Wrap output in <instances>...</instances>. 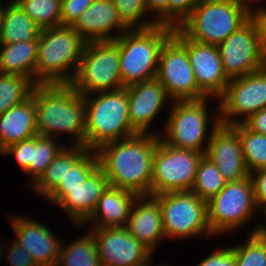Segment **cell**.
Returning <instances> with one entry per match:
<instances>
[{
	"mask_svg": "<svg viewBox=\"0 0 266 266\" xmlns=\"http://www.w3.org/2000/svg\"><path fill=\"white\" fill-rule=\"evenodd\" d=\"M159 139L160 136L154 133H137L95 150L99 168L109 185L139 196L151 195L153 159Z\"/></svg>",
	"mask_w": 266,
	"mask_h": 266,
	"instance_id": "cell-1",
	"label": "cell"
},
{
	"mask_svg": "<svg viewBox=\"0 0 266 266\" xmlns=\"http://www.w3.org/2000/svg\"><path fill=\"white\" fill-rule=\"evenodd\" d=\"M34 102L38 135L59 139L66 133L71 145L84 146V97L70 84L34 85Z\"/></svg>",
	"mask_w": 266,
	"mask_h": 266,
	"instance_id": "cell-2",
	"label": "cell"
},
{
	"mask_svg": "<svg viewBox=\"0 0 266 266\" xmlns=\"http://www.w3.org/2000/svg\"><path fill=\"white\" fill-rule=\"evenodd\" d=\"M86 44L71 26L41 29L35 85L71 84Z\"/></svg>",
	"mask_w": 266,
	"mask_h": 266,
	"instance_id": "cell-3",
	"label": "cell"
},
{
	"mask_svg": "<svg viewBox=\"0 0 266 266\" xmlns=\"http://www.w3.org/2000/svg\"><path fill=\"white\" fill-rule=\"evenodd\" d=\"M84 147L95 151L103 144L131 137L138 132L130 125L126 87L86 95Z\"/></svg>",
	"mask_w": 266,
	"mask_h": 266,
	"instance_id": "cell-4",
	"label": "cell"
},
{
	"mask_svg": "<svg viewBox=\"0 0 266 266\" xmlns=\"http://www.w3.org/2000/svg\"><path fill=\"white\" fill-rule=\"evenodd\" d=\"M174 28L157 24L129 29L114 41L119 45L120 76L124 87L156 78L158 58Z\"/></svg>",
	"mask_w": 266,
	"mask_h": 266,
	"instance_id": "cell-5",
	"label": "cell"
},
{
	"mask_svg": "<svg viewBox=\"0 0 266 266\" xmlns=\"http://www.w3.org/2000/svg\"><path fill=\"white\" fill-rule=\"evenodd\" d=\"M209 99L213 98L170 102L172 106L165 121L164 132H162L164 135L159 134L161 139L172 147L205 154L214 130L221 124L219 105L211 112L207 107ZM210 122L214 123L209 131Z\"/></svg>",
	"mask_w": 266,
	"mask_h": 266,
	"instance_id": "cell-6",
	"label": "cell"
},
{
	"mask_svg": "<svg viewBox=\"0 0 266 266\" xmlns=\"http://www.w3.org/2000/svg\"><path fill=\"white\" fill-rule=\"evenodd\" d=\"M251 9L232 0H199L178 28L193 41L218 46L250 19Z\"/></svg>",
	"mask_w": 266,
	"mask_h": 266,
	"instance_id": "cell-7",
	"label": "cell"
},
{
	"mask_svg": "<svg viewBox=\"0 0 266 266\" xmlns=\"http://www.w3.org/2000/svg\"><path fill=\"white\" fill-rule=\"evenodd\" d=\"M119 64L115 41L87 42L70 85L82 96L123 88Z\"/></svg>",
	"mask_w": 266,
	"mask_h": 266,
	"instance_id": "cell-8",
	"label": "cell"
},
{
	"mask_svg": "<svg viewBox=\"0 0 266 266\" xmlns=\"http://www.w3.org/2000/svg\"><path fill=\"white\" fill-rule=\"evenodd\" d=\"M257 209L250 175L239 181L226 182L223 189L207 201L209 228L215 238L234 233L256 216Z\"/></svg>",
	"mask_w": 266,
	"mask_h": 266,
	"instance_id": "cell-9",
	"label": "cell"
},
{
	"mask_svg": "<svg viewBox=\"0 0 266 266\" xmlns=\"http://www.w3.org/2000/svg\"><path fill=\"white\" fill-rule=\"evenodd\" d=\"M162 211L166 239L214 236L207 220V201L190 191L169 192L153 196Z\"/></svg>",
	"mask_w": 266,
	"mask_h": 266,
	"instance_id": "cell-10",
	"label": "cell"
},
{
	"mask_svg": "<svg viewBox=\"0 0 266 266\" xmlns=\"http://www.w3.org/2000/svg\"><path fill=\"white\" fill-rule=\"evenodd\" d=\"M204 153L172 147L160 137L154 153L151 196L190 191Z\"/></svg>",
	"mask_w": 266,
	"mask_h": 266,
	"instance_id": "cell-11",
	"label": "cell"
},
{
	"mask_svg": "<svg viewBox=\"0 0 266 266\" xmlns=\"http://www.w3.org/2000/svg\"><path fill=\"white\" fill-rule=\"evenodd\" d=\"M156 78L171 102L206 98L198 89L186 46L174 34L160 50Z\"/></svg>",
	"mask_w": 266,
	"mask_h": 266,
	"instance_id": "cell-12",
	"label": "cell"
},
{
	"mask_svg": "<svg viewBox=\"0 0 266 266\" xmlns=\"http://www.w3.org/2000/svg\"><path fill=\"white\" fill-rule=\"evenodd\" d=\"M220 122L232 126L266 108V67L231 79L218 99Z\"/></svg>",
	"mask_w": 266,
	"mask_h": 266,
	"instance_id": "cell-13",
	"label": "cell"
},
{
	"mask_svg": "<svg viewBox=\"0 0 266 266\" xmlns=\"http://www.w3.org/2000/svg\"><path fill=\"white\" fill-rule=\"evenodd\" d=\"M217 47L229 80L265 67L259 49L257 27L251 18Z\"/></svg>",
	"mask_w": 266,
	"mask_h": 266,
	"instance_id": "cell-14",
	"label": "cell"
},
{
	"mask_svg": "<svg viewBox=\"0 0 266 266\" xmlns=\"http://www.w3.org/2000/svg\"><path fill=\"white\" fill-rule=\"evenodd\" d=\"M96 242L101 266H147L153 252L128 233L125 227L89 229Z\"/></svg>",
	"mask_w": 266,
	"mask_h": 266,
	"instance_id": "cell-15",
	"label": "cell"
},
{
	"mask_svg": "<svg viewBox=\"0 0 266 266\" xmlns=\"http://www.w3.org/2000/svg\"><path fill=\"white\" fill-rule=\"evenodd\" d=\"M173 34L186 46L198 89L218 101L230 81L224 73L218 47L193 41L178 27Z\"/></svg>",
	"mask_w": 266,
	"mask_h": 266,
	"instance_id": "cell-16",
	"label": "cell"
},
{
	"mask_svg": "<svg viewBox=\"0 0 266 266\" xmlns=\"http://www.w3.org/2000/svg\"><path fill=\"white\" fill-rule=\"evenodd\" d=\"M109 186L107 177L98 167L75 189H54L46 199L63 209L75 226H81L96 208L102 193Z\"/></svg>",
	"mask_w": 266,
	"mask_h": 266,
	"instance_id": "cell-17",
	"label": "cell"
},
{
	"mask_svg": "<svg viewBox=\"0 0 266 266\" xmlns=\"http://www.w3.org/2000/svg\"><path fill=\"white\" fill-rule=\"evenodd\" d=\"M12 216V217H11ZM9 223L16 241L31 255L37 266H57L62 242L46 224L38 220L11 215Z\"/></svg>",
	"mask_w": 266,
	"mask_h": 266,
	"instance_id": "cell-18",
	"label": "cell"
},
{
	"mask_svg": "<svg viewBox=\"0 0 266 266\" xmlns=\"http://www.w3.org/2000/svg\"><path fill=\"white\" fill-rule=\"evenodd\" d=\"M126 89L130 125L138 133L159 135L158 132H150L149 127H152V123L161 112V109H163L164 104L171 101L161 82L154 78L131 84L126 86Z\"/></svg>",
	"mask_w": 266,
	"mask_h": 266,
	"instance_id": "cell-19",
	"label": "cell"
},
{
	"mask_svg": "<svg viewBox=\"0 0 266 266\" xmlns=\"http://www.w3.org/2000/svg\"><path fill=\"white\" fill-rule=\"evenodd\" d=\"M205 156L217 166L226 182L239 181L250 175L244 162L240 137L231 126L220 124L214 130Z\"/></svg>",
	"mask_w": 266,
	"mask_h": 266,
	"instance_id": "cell-20",
	"label": "cell"
},
{
	"mask_svg": "<svg viewBox=\"0 0 266 266\" xmlns=\"http://www.w3.org/2000/svg\"><path fill=\"white\" fill-rule=\"evenodd\" d=\"M71 27L86 42L114 41L129 30L112 0H95Z\"/></svg>",
	"mask_w": 266,
	"mask_h": 266,
	"instance_id": "cell-21",
	"label": "cell"
},
{
	"mask_svg": "<svg viewBox=\"0 0 266 266\" xmlns=\"http://www.w3.org/2000/svg\"><path fill=\"white\" fill-rule=\"evenodd\" d=\"M128 233L153 253L166 240L159 202L151 195L138 196L125 225Z\"/></svg>",
	"mask_w": 266,
	"mask_h": 266,
	"instance_id": "cell-22",
	"label": "cell"
},
{
	"mask_svg": "<svg viewBox=\"0 0 266 266\" xmlns=\"http://www.w3.org/2000/svg\"><path fill=\"white\" fill-rule=\"evenodd\" d=\"M138 196L132 191L109 185L99 198L91 216L77 227L92 223V228L125 227Z\"/></svg>",
	"mask_w": 266,
	"mask_h": 266,
	"instance_id": "cell-23",
	"label": "cell"
},
{
	"mask_svg": "<svg viewBox=\"0 0 266 266\" xmlns=\"http://www.w3.org/2000/svg\"><path fill=\"white\" fill-rule=\"evenodd\" d=\"M38 135L34 87L22 103L0 115V153L12 144Z\"/></svg>",
	"mask_w": 266,
	"mask_h": 266,
	"instance_id": "cell-24",
	"label": "cell"
},
{
	"mask_svg": "<svg viewBox=\"0 0 266 266\" xmlns=\"http://www.w3.org/2000/svg\"><path fill=\"white\" fill-rule=\"evenodd\" d=\"M0 48V73L26 76L35 84L38 39L0 43Z\"/></svg>",
	"mask_w": 266,
	"mask_h": 266,
	"instance_id": "cell-25",
	"label": "cell"
},
{
	"mask_svg": "<svg viewBox=\"0 0 266 266\" xmlns=\"http://www.w3.org/2000/svg\"><path fill=\"white\" fill-rule=\"evenodd\" d=\"M40 31L41 28L14 0L4 5L0 43L13 44L36 40Z\"/></svg>",
	"mask_w": 266,
	"mask_h": 266,
	"instance_id": "cell-26",
	"label": "cell"
},
{
	"mask_svg": "<svg viewBox=\"0 0 266 266\" xmlns=\"http://www.w3.org/2000/svg\"><path fill=\"white\" fill-rule=\"evenodd\" d=\"M99 167L96 151L84 146H66V175L55 189H75Z\"/></svg>",
	"mask_w": 266,
	"mask_h": 266,
	"instance_id": "cell-27",
	"label": "cell"
},
{
	"mask_svg": "<svg viewBox=\"0 0 266 266\" xmlns=\"http://www.w3.org/2000/svg\"><path fill=\"white\" fill-rule=\"evenodd\" d=\"M57 266H101L92 232L88 231L67 246L62 241Z\"/></svg>",
	"mask_w": 266,
	"mask_h": 266,
	"instance_id": "cell-28",
	"label": "cell"
},
{
	"mask_svg": "<svg viewBox=\"0 0 266 266\" xmlns=\"http://www.w3.org/2000/svg\"><path fill=\"white\" fill-rule=\"evenodd\" d=\"M241 140L242 154L249 173L266 168V135L249 130L243 123L231 126Z\"/></svg>",
	"mask_w": 266,
	"mask_h": 266,
	"instance_id": "cell-29",
	"label": "cell"
},
{
	"mask_svg": "<svg viewBox=\"0 0 266 266\" xmlns=\"http://www.w3.org/2000/svg\"><path fill=\"white\" fill-rule=\"evenodd\" d=\"M57 142L56 138L36 135L31 138V155L28 166V175L32 180L29 186L33 185L47 169L55 156L65 147Z\"/></svg>",
	"mask_w": 266,
	"mask_h": 266,
	"instance_id": "cell-30",
	"label": "cell"
},
{
	"mask_svg": "<svg viewBox=\"0 0 266 266\" xmlns=\"http://www.w3.org/2000/svg\"><path fill=\"white\" fill-rule=\"evenodd\" d=\"M34 85L26 76L0 73V115L26 100Z\"/></svg>",
	"mask_w": 266,
	"mask_h": 266,
	"instance_id": "cell-31",
	"label": "cell"
},
{
	"mask_svg": "<svg viewBox=\"0 0 266 266\" xmlns=\"http://www.w3.org/2000/svg\"><path fill=\"white\" fill-rule=\"evenodd\" d=\"M262 224H256L244 243L232 246L236 266H266V235L261 232Z\"/></svg>",
	"mask_w": 266,
	"mask_h": 266,
	"instance_id": "cell-32",
	"label": "cell"
},
{
	"mask_svg": "<svg viewBox=\"0 0 266 266\" xmlns=\"http://www.w3.org/2000/svg\"><path fill=\"white\" fill-rule=\"evenodd\" d=\"M225 184L226 181L217 166L204 155L199 163L191 191L200 199L208 201L217 195Z\"/></svg>",
	"mask_w": 266,
	"mask_h": 266,
	"instance_id": "cell-33",
	"label": "cell"
},
{
	"mask_svg": "<svg viewBox=\"0 0 266 266\" xmlns=\"http://www.w3.org/2000/svg\"><path fill=\"white\" fill-rule=\"evenodd\" d=\"M21 9L41 28L61 26V1L14 0Z\"/></svg>",
	"mask_w": 266,
	"mask_h": 266,
	"instance_id": "cell-34",
	"label": "cell"
},
{
	"mask_svg": "<svg viewBox=\"0 0 266 266\" xmlns=\"http://www.w3.org/2000/svg\"><path fill=\"white\" fill-rule=\"evenodd\" d=\"M122 22L129 29H144L157 25V22L148 17L145 0H112Z\"/></svg>",
	"mask_w": 266,
	"mask_h": 266,
	"instance_id": "cell-35",
	"label": "cell"
},
{
	"mask_svg": "<svg viewBox=\"0 0 266 266\" xmlns=\"http://www.w3.org/2000/svg\"><path fill=\"white\" fill-rule=\"evenodd\" d=\"M66 175V146L55 156L41 177L30 186L31 190L46 198Z\"/></svg>",
	"mask_w": 266,
	"mask_h": 266,
	"instance_id": "cell-36",
	"label": "cell"
},
{
	"mask_svg": "<svg viewBox=\"0 0 266 266\" xmlns=\"http://www.w3.org/2000/svg\"><path fill=\"white\" fill-rule=\"evenodd\" d=\"M95 0H62L61 26H72Z\"/></svg>",
	"mask_w": 266,
	"mask_h": 266,
	"instance_id": "cell-37",
	"label": "cell"
},
{
	"mask_svg": "<svg viewBox=\"0 0 266 266\" xmlns=\"http://www.w3.org/2000/svg\"><path fill=\"white\" fill-rule=\"evenodd\" d=\"M198 3L199 0H169V26L178 27Z\"/></svg>",
	"mask_w": 266,
	"mask_h": 266,
	"instance_id": "cell-38",
	"label": "cell"
},
{
	"mask_svg": "<svg viewBox=\"0 0 266 266\" xmlns=\"http://www.w3.org/2000/svg\"><path fill=\"white\" fill-rule=\"evenodd\" d=\"M0 155H2V157L13 155L17 160L20 169H22L25 173H28L31 155V138L10 145L4 149Z\"/></svg>",
	"mask_w": 266,
	"mask_h": 266,
	"instance_id": "cell-39",
	"label": "cell"
},
{
	"mask_svg": "<svg viewBox=\"0 0 266 266\" xmlns=\"http://www.w3.org/2000/svg\"><path fill=\"white\" fill-rule=\"evenodd\" d=\"M254 7L256 9L251 10L250 18L257 27L261 58L266 67V5L263 3Z\"/></svg>",
	"mask_w": 266,
	"mask_h": 266,
	"instance_id": "cell-40",
	"label": "cell"
},
{
	"mask_svg": "<svg viewBox=\"0 0 266 266\" xmlns=\"http://www.w3.org/2000/svg\"><path fill=\"white\" fill-rule=\"evenodd\" d=\"M196 266H236V256L232 246L229 245L213 251Z\"/></svg>",
	"mask_w": 266,
	"mask_h": 266,
	"instance_id": "cell-41",
	"label": "cell"
},
{
	"mask_svg": "<svg viewBox=\"0 0 266 266\" xmlns=\"http://www.w3.org/2000/svg\"><path fill=\"white\" fill-rule=\"evenodd\" d=\"M253 183L256 205L259 212L266 215V168L250 173Z\"/></svg>",
	"mask_w": 266,
	"mask_h": 266,
	"instance_id": "cell-42",
	"label": "cell"
},
{
	"mask_svg": "<svg viewBox=\"0 0 266 266\" xmlns=\"http://www.w3.org/2000/svg\"><path fill=\"white\" fill-rule=\"evenodd\" d=\"M6 260L10 266H37L28 251L14 241L6 251Z\"/></svg>",
	"mask_w": 266,
	"mask_h": 266,
	"instance_id": "cell-43",
	"label": "cell"
},
{
	"mask_svg": "<svg viewBox=\"0 0 266 266\" xmlns=\"http://www.w3.org/2000/svg\"><path fill=\"white\" fill-rule=\"evenodd\" d=\"M145 5L157 24L169 25V0H145Z\"/></svg>",
	"mask_w": 266,
	"mask_h": 266,
	"instance_id": "cell-44",
	"label": "cell"
},
{
	"mask_svg": "<svg viewBox=\"0 0 266 266\" xmlns=\"http://www.w3.org/2000/svg\"><path fill=\"white\" fill-rule=\"evenodd\" d=\"M242 123L249 130L266 135V108L252 114Z\"/></svg>",
	"mask_w": 266,
	"mask_h": 266,
	"instance_id": "cell-45",
	"label": "cell"
},
{
	"mask_svg": "<svg viewBox=\"0 0 266 266\" xmlns=\"http://www.w3.org/2000/svg\"><path fill=\"white\" fill-rule=\"evenodd\" d=\"M232 1L240 2V3L244 4L245 6H247L249 9L253 10V6L255 5V3L257 4V2H260L263 0H232ZM252 3H253V5H252Z\"/></svg>",
	"mask_w": 266,
	"mask_h": 266,
	"instance_id": "cell-46",
	"label": "cell"
},
{
	"mask_svg": "<svg viewBox=\"0 0 266 266\" xmlns=\"http://www.w3.org/2000/svg\"><path fill=\"white\" fill-rule=\"evenodd\" d=\"M3 12H4V3L0 2V36H1V27L3 20Z\"/></svg>",
	"mask_w": 266,
	"mask_h": 266,
	"instance_id": "cell-47",
	"label": "cell"
},
{
	"mask_svg": "<svg viewBox=\"0 0 266 266\" xmlns=\"http://www.w3.org/2000/svg\"><path fill=\"white\" fill-rule=\"evenodd\" d=\"M2 241H3V240H0V263H1L2 259H3V258H2V257H3L2 255H3V252H4ZM2 250H3V251H2Z\"/></svg>",
	"mask_w": 266,
	"mask_h": 266,
	"instance_id": "cell-48",
	"label": "cell"
},
{
	"mask_svg": "<svg viewBox=\"0 0 266 266\" xmlns=\"http://www.w3.org/2000/svg\"><path fill=\"white\" fill-rule=\"evenodd\" d=\"M261 232L266 235V223L265 224L264 223L262 224Z\"/></svg>",
	"mask_w": 266,
	"mask_h": 266,
	"instance_id": "cell-49",
	"label": "cell"
},
{
	"mask_svg": "<svg viewBox=\"0 0 266 266\" xmlns=\"http://www.w3.org/2000/svg\"><path fill=\"white\" fill-rule=\"evenodd\" d=\"M152 265V263H150L149 265H147V266H151ZM156 266H170V264L168 265V264H164V263H162V265H156Z\"/></svg>",
	"mask_w": 266,
	"mask_h": 266,
	"instance_id": "cell-50",
	"label": "cell"
}]
</instances>
